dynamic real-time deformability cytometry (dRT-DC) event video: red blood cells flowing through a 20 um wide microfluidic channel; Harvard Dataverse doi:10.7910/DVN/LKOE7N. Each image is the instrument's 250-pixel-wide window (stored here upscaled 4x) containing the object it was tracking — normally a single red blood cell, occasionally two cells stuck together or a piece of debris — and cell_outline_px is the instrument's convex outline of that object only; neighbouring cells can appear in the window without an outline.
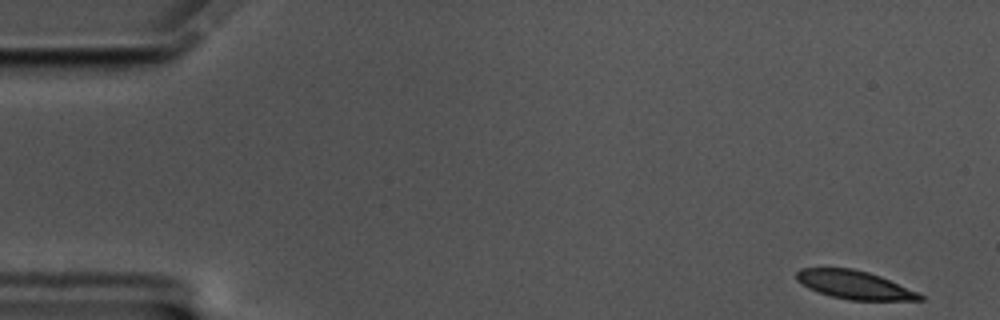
{"species": "common noctule bat (a hibernating species)", "species_latin": "Nyctalus noctula", "temperature_condition": "cold", "stored_images_in_passage": 59, "camera_frame_rate_fps": 3000, "um_per_image_px": 0.085, "animal": {"sex": "male", "body_mass_g": 17.5, "forearm_length_mm": 52.3}, "frame": {"image": 1, "passage_image": 1, "time_ms": 0.0, "image_size_px": [1000, 320], "cell_outline_px": [[924, 300], [848, 300], [832, 296], [808, 288], [796, 280], [796, 272], [800, 268], [852, 268], [868, 272], [880, 276], [916, 292], [924, 296]], "centroid_in_image_um": [72.59, 24.21], "position_along_channel_um": 12.4, "area_um2": 20.11}}
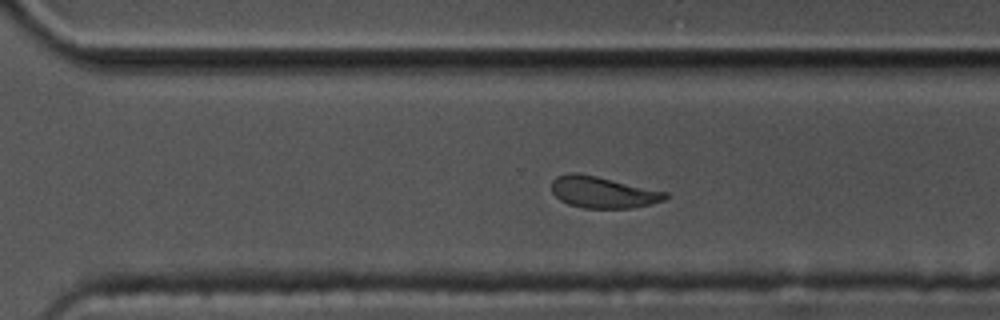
{"frame": {"image": 2, "passage_image": 40, "time_ms": 13.0, "image_size_px": [1000, 320], "cell_outline_px": [[668, 196], [664, 200], [652, 204], [632, 208], [584, 208], [568, 204], [560, 200], [552, 192], [552, 180], [556, 176], [568, 172], [576, 172], [596, 176], [668, 192]], "centroid_in_image_um": [51.23, 16.34], "position_along_channel_um": 319.4, "area_um2": 20.92}}
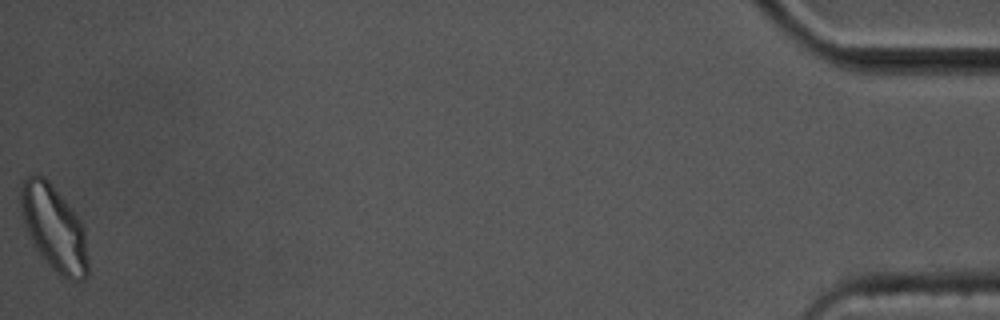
{"frame": {"image": 3, "passage_image": 59, "time_ms": 19.333, "image_size_px": [1000, 320], "cell_outline_px": [[88, 276], [84, 280], [68, 280], [60, 276], [52, 268], [36, 248], [24, 224], [20, 208], [20, 184], [24, 176], [36, 172], [40, 172], [52, 184], [72, 208], [80, 220], [84, 228], [88, 260]], "centroid_in_image_um": [4.58, 19.33], "position_along_channel_um": 430.6, "area_um2": 33.81}, "authors_computed_cell_mechanics": {"area_um2": 22.0796, "velocity_mm_per_s": 3.2943, "shape_relaxation_time_tau1_ms": 6.112, "shape_relaxation_time_tau2_ms": 3.0161, "deformation_change_tau1": 0.1253, "deformation_change_tau2": 0.083}}